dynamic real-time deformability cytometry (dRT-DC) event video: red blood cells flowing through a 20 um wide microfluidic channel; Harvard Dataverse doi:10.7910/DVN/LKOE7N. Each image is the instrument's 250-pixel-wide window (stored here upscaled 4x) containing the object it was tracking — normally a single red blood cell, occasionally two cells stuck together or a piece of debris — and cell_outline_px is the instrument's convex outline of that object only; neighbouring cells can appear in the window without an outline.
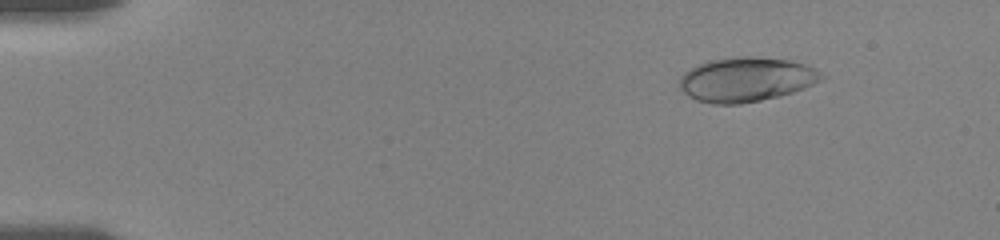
{"species": "human", "species_latin": "Homo sapiens", "temperature_condition": "room temperature", "stored_images_in_passage": 57, "camera_frame_rate_fps": 3000, "um_per_image_px": 0.085, "donor": {"sex": "female"}, "frame": {"image": 1, "passage_image": 8, "time_ms": 2.333, "image_size_px": [1000, 240], "cell_outline_px": [[828, 76], [804, 88], [780, 96], [740, 104], [712, 104], [696, 100], [688, 96], [680, 88], [680, 76], [688, 68], [696, 64], [708, 60], [740, 56], [748, 56], [788, 60], [808, 64], [816, 68]], "centroid_in_image_um": [63.43, 6.75], "position_along_channel_um": 21.6, "area_um2": 37.11}}
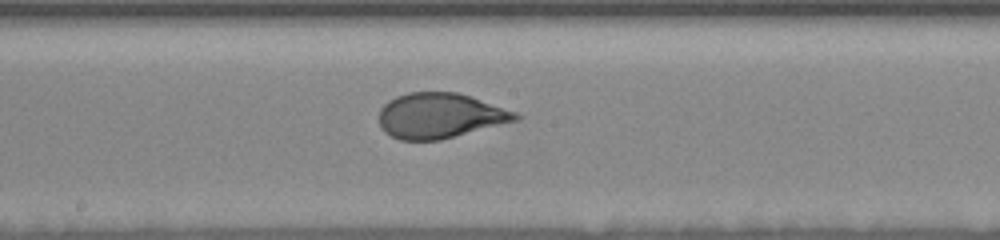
{"frame": {"image": 2, "passage_image": 32, "time_ms": 10.333, "image_size_px": [1000, 240], "cell_outline_px": [[520, 116], [516, 120], [440, 140], [400, 140], [384, 132], [380, 128], [380, 108], [388, 100], [396, 96], [408, 92], [456, 92], [472, 96], [516, 112]], "centroid_in_image_um": [37.35, 9.82], "position_along_channel_um": 210.8, "area_um2": 35.78}}
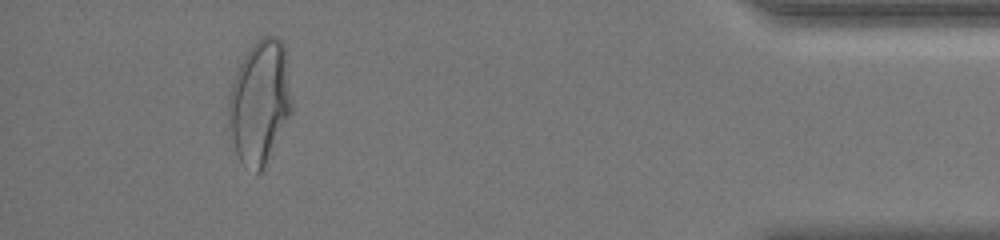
{"frame": {"image": 3, "passage_image": 53, "time_ms": 17.333, "image_size_px": [1000, 240], "cell_outline_px": [[292, 112], [260, 172], [256, 172], [240, 160], [228, 140], [228, 96], [236, 72], [244, 56], [252, 44], [256, 40], [264, 36], [276, 36], [284, 44], [292, 104]], "centroid_in_image_um": [22.04, 8.66], "position_along_channel_um": 413.2, "area_um2": 45.43}, "authors_computed_cell_mechanics": {"area_um2": 36.4718, "velocity_mm_per_s": 3.6151, "shape_relaxation_time_tau1_ms": 4.4257, "shape_relaxation_time_tau2_ms": null, "deformation_change_tau1": 0.2069, "deformation_change_tau2": null}}